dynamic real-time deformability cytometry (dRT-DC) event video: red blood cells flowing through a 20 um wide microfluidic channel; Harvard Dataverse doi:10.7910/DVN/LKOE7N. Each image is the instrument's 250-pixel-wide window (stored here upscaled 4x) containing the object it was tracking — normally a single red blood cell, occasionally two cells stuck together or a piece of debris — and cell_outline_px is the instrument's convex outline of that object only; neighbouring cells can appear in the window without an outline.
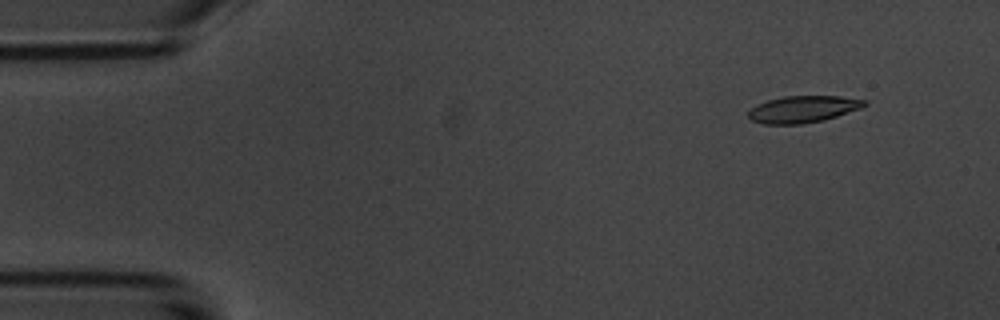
{"species": "common noctule bat (a hibernating species)", "species_latin": "Nyctalus noctula", "temperature_condition": "room temperature", "stored_images_in_passage": 6, "camera_frame_rate_fps": 3000, "um_per_image_px": 0.085, "animal": {"sex": "male", "body_mass_g": 20.1, "forearm_length_mm": 53.5}, "frame": {"image": 1, "passage_image": 2, "time_ms": 1.0, "image_size_px": [1000, 320], "cell_outline_px": [[868, 104], [860, 108], [824, 120], [804, 124], [764, 124], [752, 120], [748, 116], [748, 112], [752, 108], [768, 100], [784, 96], [840, 96], [868, 100]], "centroid_in_image_um": [68.29, 9.28], "position_along_channel_um": 16.7, "area_um2": 18.03}}
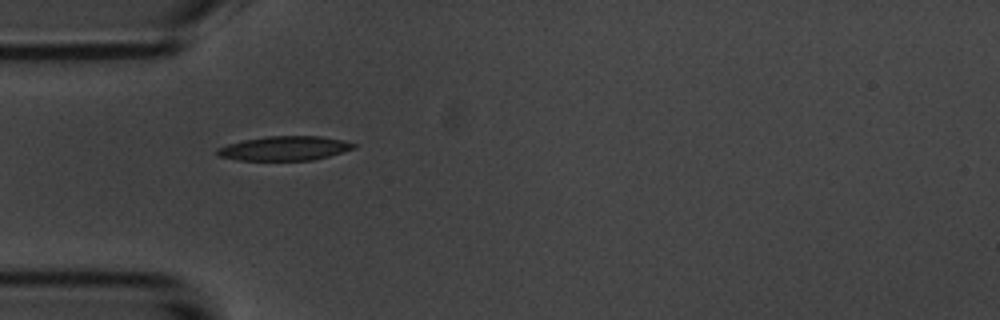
{"frame": {"image": 2, "passage_image": 5, "time_ms": 4.667, "image_size_px": [1000, 320], "cell_outline_px": [[356, 148], [328, 156], [312, 160], [240, 160], [220, 156], [216, 152], [216, 148], [228, 144], [244, 140], [264, 136], [320, 136], [344, 140], [356, 144]], "centroid_in_image_um": [24.21, 12.6], "position_along_channel_um": 60.8, "area_um2": 19.25}}
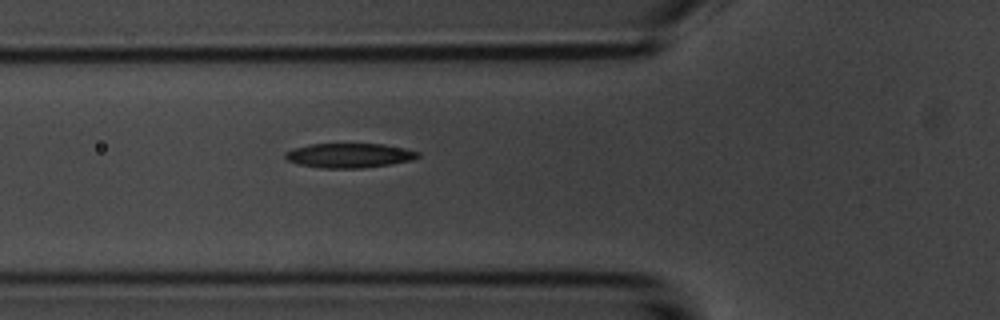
{"frame": {"image": 3, "passage_image": 6, "time_ms": 5.667, "image_size_px": [1000, 320], "cell_outline_px": [[420, 156], [412, 160], [388, 164], [360, 168], [320, 168], [296, 164], [288, 160], [284, 156], [284, 152], [292, 148], [308, 144], [384, 144], [404, 148], [420, 152]], "centroid_in_image_um": [29.64, 13.21], "position_along_channel_um": 96.2, "area_um2": 19.02}}